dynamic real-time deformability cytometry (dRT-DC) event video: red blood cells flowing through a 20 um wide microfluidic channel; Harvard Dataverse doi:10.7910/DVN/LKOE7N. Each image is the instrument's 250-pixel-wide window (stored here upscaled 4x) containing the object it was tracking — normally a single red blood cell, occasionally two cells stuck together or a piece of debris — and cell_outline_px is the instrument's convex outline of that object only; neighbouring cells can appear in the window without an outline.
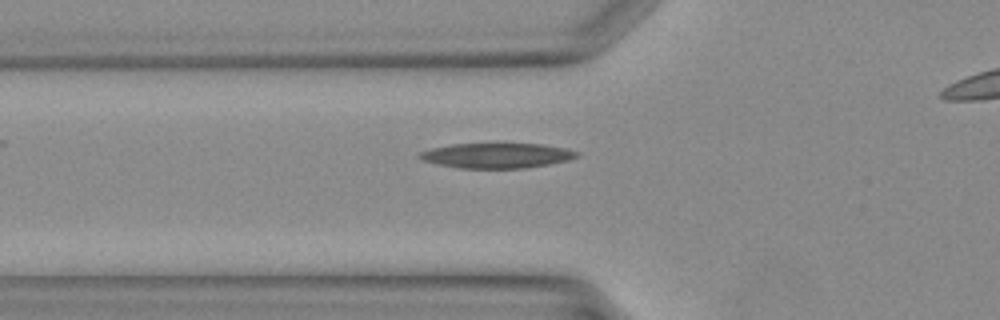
{"species": "Egyptian fruit bat (a non-hibernating species)", "species_latin": "Rousettus aegyptiacus", "temperature_condition": "warm", "stored_images_in_passage": 25, "camera_frame_rate_fps": 3000, "um_per_image_px": 0.085, "animal": {"sex": "female"}, "frame": {"image": 1, "passage_image": 4, "time_ms": 1.0, "image_size_px": [1000, 320], "cell_outline_px": [[576, 156], [568, 160], [548, 164], [524, 168], [456, 168], [424, 160], [416, 156], [420, 152], [432, 148], [452, 144], [540, 144], [564, 148], [576, 152]], "centroid_in_image_um": [42.17, 13.22], "position_along_channel_um": 83.6, "area_um2": 22.48}}